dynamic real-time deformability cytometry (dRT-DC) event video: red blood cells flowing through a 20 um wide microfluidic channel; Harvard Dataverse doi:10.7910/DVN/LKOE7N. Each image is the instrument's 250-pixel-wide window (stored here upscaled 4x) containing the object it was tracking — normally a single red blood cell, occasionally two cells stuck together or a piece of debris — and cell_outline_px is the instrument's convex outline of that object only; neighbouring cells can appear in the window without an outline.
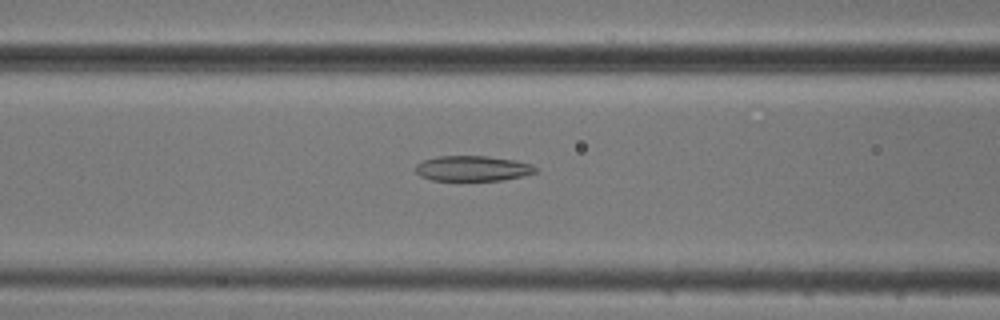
{"species": "common noctule bat (a hibernating species)", "species_latin": "Nyctalus noctula", "temperature_condition": "cold", "stored_images_in_passage": 40, "camera_frame_rate_fps": 3000, "um_per_image_px": 0.085, "animal": {"sex": "male", "body_mass_g": 20.5, "forearm_length_mm": 52.5}, "frame": {"image": 1, "passage_image": 8, "time_ms": 2.333, "image_size_px": [1000, 320], "cell_outline_px": [[540, 168], [536, 172], [524, 176], [504, 180], [432, 180], [420, 176], [416, 172], [416, 164], [424, 160], [436, 156], [488, 156], [516, 160], [532, 164]], "centroid_in_image_um": [40.22, 14.31], "position_along_channel_um": 126.4, "area_um2": 17.86}}
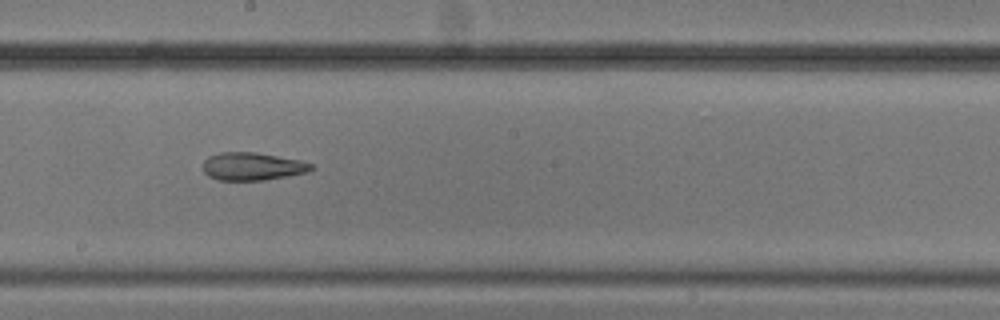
{"frame": {"image": 2, "passage_image": 16, "time_ms": 5.0, "image_size_px": [1000, 320], "cell_outline_px": [[316, 168], [308, 172], [288, 176], [264, 180], [220, 180], [208, 176], [204, 172], [204, 160], [208, 156], [220, 152], [256, 152], [300, 160], [312, 164]], "centroid_in_image_um": [21.47, 14.14], "position_along_channel_um": 226.7, "area_um2": 17.63}}
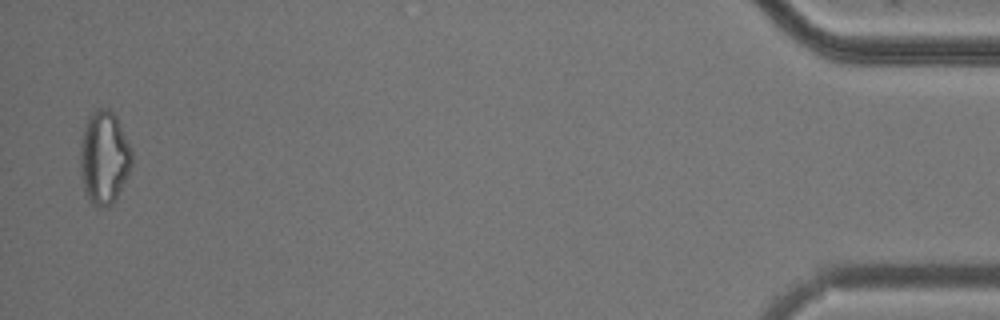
{"frame": {"image": 3, "passage_image": 39, "time_ms": 12.667, "image_size_px": [1000, 320], "cell_outline_px": [[132, 164], [128, 176], [112, 204], [104, 208], [96, 208], [88, 200], [84, 192], [80, 176], [80, 140], [88, 116], [96, 108], [108, 108], [116, 116], [132, 148]], "centroid_in_image_um": [8.83, 13.41], "position_along_channel_um": 426.4, "area_um2": 28.61}}